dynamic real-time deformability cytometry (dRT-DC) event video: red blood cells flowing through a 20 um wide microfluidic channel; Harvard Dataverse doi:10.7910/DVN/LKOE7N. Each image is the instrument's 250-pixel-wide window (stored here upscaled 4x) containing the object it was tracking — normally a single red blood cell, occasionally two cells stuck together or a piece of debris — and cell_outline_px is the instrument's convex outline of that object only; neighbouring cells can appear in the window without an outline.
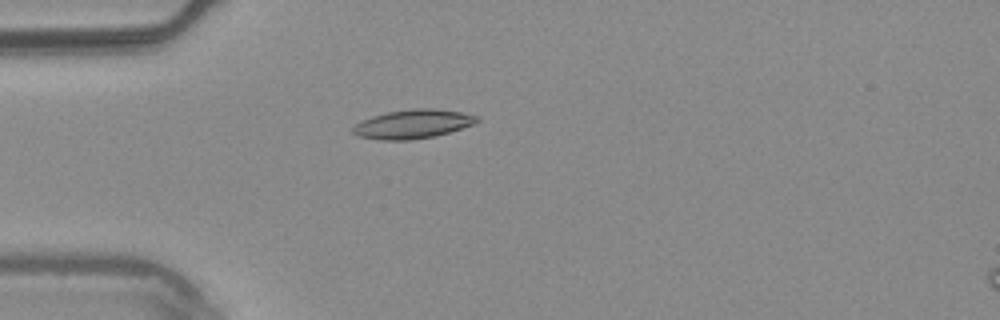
{"species": "common noctule bat (a hibernating species)", "species_latin": "Nyctalus noctula", "temperature_condition": "warm", "stored_images_in_passage": 5, "camera_frame_rate_fps": 3000, "um_per_image_px": 0.085, "animal": {"sex": "male", "body_mass_g": 20.4}, "frame": {"image": 1, "passage_image": 4, "time_ms": 1.0, "image_size_px": [1000, 320], "cell_outline_px": [[480, 120], [472, 124], [436, 136], [412, 140], [380, 140], [356, 136], [352, 132], [352, 128], [356, 124], [372, 116], [388, 112], [412, 108], [436, 108], [460, 112], [480, 116]], "centroid_in_image_um": [35.08, 10.54], "position_along_channel_um": 49.9, "area_um2": 20.92}}